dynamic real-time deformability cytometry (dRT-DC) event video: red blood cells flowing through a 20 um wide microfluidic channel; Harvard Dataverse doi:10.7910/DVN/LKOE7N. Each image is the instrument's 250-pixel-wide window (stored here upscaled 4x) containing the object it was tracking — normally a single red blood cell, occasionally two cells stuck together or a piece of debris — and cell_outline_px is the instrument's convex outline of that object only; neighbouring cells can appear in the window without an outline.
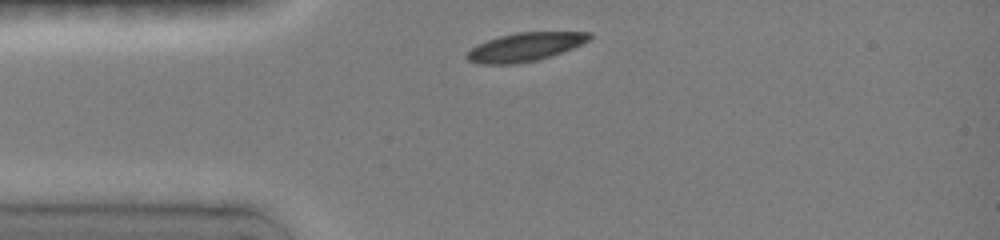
{"species": "common noctule bat (a hibernating species)", "species_latin": "Nyctalus noctula", "temperature_condition": "room temperature", "stored_images_in_passage": 3, "camera_frame_rate_fps": 3000, "um_per_image_px": 0.085, "animal": {"sex": "female", "body_mass_g": 19.0, "forearm_length_mm": 51.5}, "frame": {"image": 1, "passage_image": 1, "time_ms": 0.0, "image_size_px": [1000, 240], "cell_outline_px": [[592, 36], [588, 40], [572, 48], [536, 60], [512, 64], [480, 64], [468, 60], [464, 56], [476, 44], [500, 36], [516, 32], [592, 32]], "centroid_in_image_um": [44.59, 3.98], "position_along_channel_um": 40.4, "area_um2": 20.06}}